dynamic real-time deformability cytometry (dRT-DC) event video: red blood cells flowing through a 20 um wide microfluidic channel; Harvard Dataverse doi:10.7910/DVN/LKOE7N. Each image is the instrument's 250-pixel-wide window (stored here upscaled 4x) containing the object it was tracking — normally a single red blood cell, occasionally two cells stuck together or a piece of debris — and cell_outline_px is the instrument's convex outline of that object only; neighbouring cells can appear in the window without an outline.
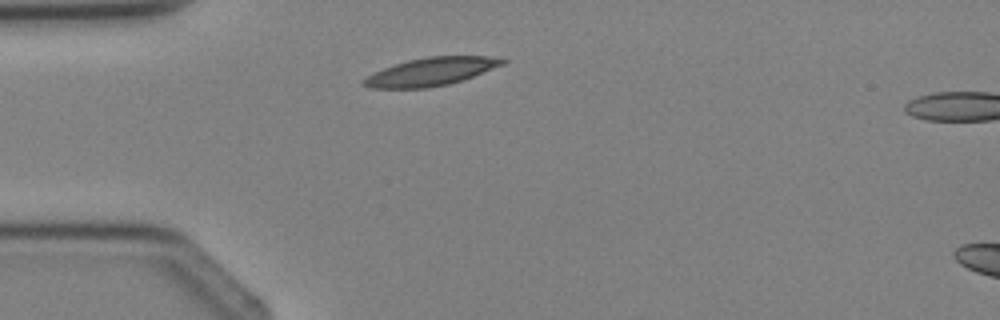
{"species": "Egyptian fruit bat (a non-hibernating species)", "species_latin": "Rousettus aegyptiacus", "temperature_condition": "cold", "stored_images_in_passage": 3, "camera_frame_rate_fps": 3000, "um_per_image_px": 0.085, "animal": {"sex": "female"}, "frame": {"image": 1, "passage_image": 3, "time_ms": 3.333, "image_size_px": [1000, 320], "cell_outline_px": [[508, 60], [504, 64], [472, 76], [448, 84], [428, 88], [372, 88], [360, 84], [360, 80], [384, 68], [408, 60], [428, 56], [488, 56]], "centroid_in_image_um": [36.6, 6.09], "position_along_channel_um": 48.4, "area_um2": 22.37}}